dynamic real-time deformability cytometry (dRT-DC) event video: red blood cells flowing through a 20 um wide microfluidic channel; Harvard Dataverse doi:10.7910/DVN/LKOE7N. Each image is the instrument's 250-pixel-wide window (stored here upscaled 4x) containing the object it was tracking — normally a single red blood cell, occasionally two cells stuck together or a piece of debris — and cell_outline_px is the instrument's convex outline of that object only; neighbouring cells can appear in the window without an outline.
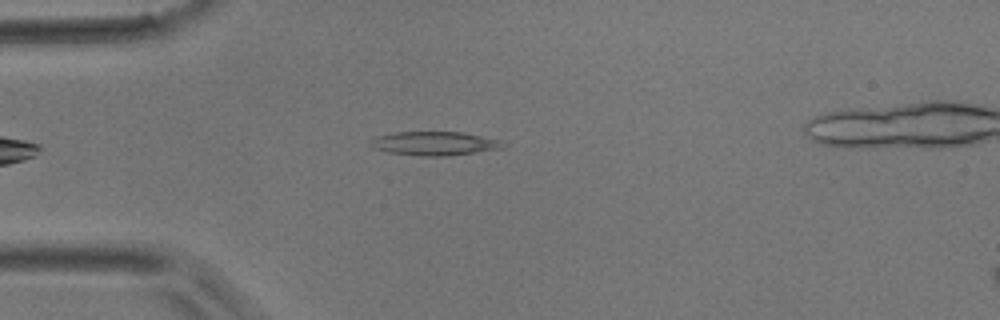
{"species": "common noctule bat (a hibernating species)", "species_latin": "Nyctalus noctula", "temperature_condition": "room temperature", "stored_images_in_passage": 2, "camera_frame_rate_fps": 3000, "um_per_image_px": 0.085, "animal": {"sex": "male", "body_mass_g": 17.9}, "frame": {"image": 1, "passage_image": 1, "time_ms": 0.0, "image_size_px": [1000, 320], "cell_outline_px": [[508, 144], [504, 148], [448, 156], [420, 156], [388, 152], [372, 148], [368, 140], [376, 136], [392, 132], [464, 132], [500, 140]], "centroid_in_image_um": [36.92, 12.19], "position_along_channel_um": 48.1, "area_um2": 18.67}}